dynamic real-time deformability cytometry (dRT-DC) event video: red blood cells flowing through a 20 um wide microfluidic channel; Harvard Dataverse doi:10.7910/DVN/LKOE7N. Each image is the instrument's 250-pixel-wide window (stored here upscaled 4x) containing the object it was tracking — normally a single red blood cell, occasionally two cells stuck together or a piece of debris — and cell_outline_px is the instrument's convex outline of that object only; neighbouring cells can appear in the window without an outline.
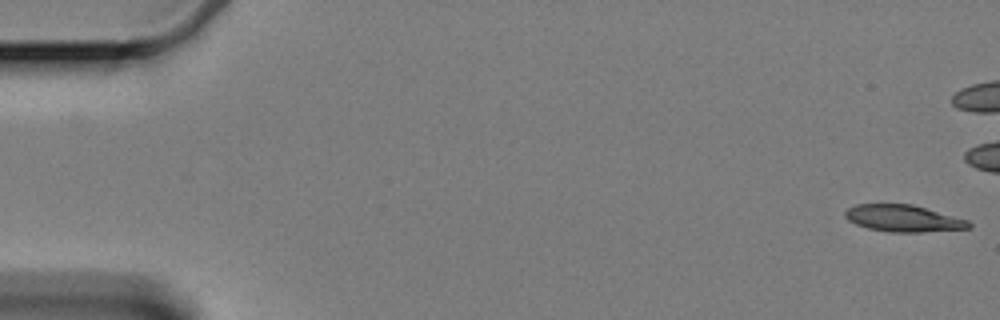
{"species": "Egyptian fruit bat (a non-hibernating species)", "species_latin": "Rousettus aegyptiacus", "temperature_condition": "cold", "stored_images_in_passage": 61, "camera_frame_rate_fps": 3000, "um_per_image_px": 0.085, "animal": {"sex": "female"}, "frame": {"image": 1, "passage_image": 1, "time_ms": 0.0, "image_size_px": [1000, 320], "cell_outline_px": [[972, 228], [920, 232], [892, 232], [868, 228], [856, 224], [848, 220], [844, 216], [844, 212], [848, 208], [856, 204], [912, 204], [968, 220], [972, 224]], "centroid_in_image_um": [76.78, 18.56], "position_along_channel_um": 8.2, "area_um2": 19.25}}
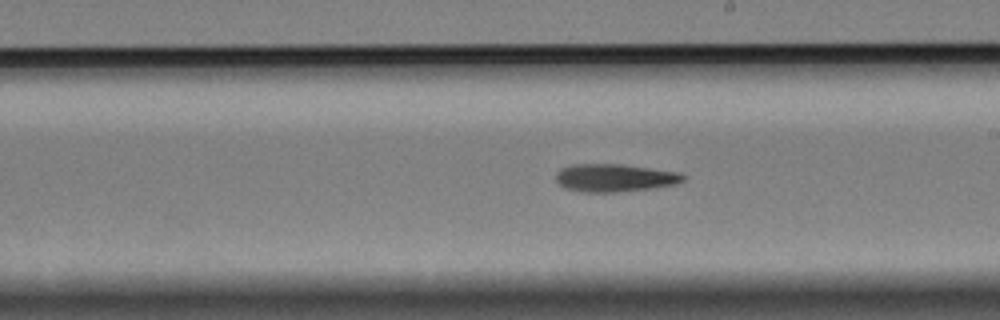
{"frame": {"image": 2, "passage_image": 34, "time_ms": 11.0, "image_size_px": [1000, 320], "cell_outline_px": [[684, 180], [676, 184], [656, 188], [620, 192], [580, 192], [564, 188], [556, 180], [556, 172], [560, 168], [572, 164], [620, 164], [680, 172], [684, 176]], "centroid_in_image_um": [52.23, 15.12], "position_along_channel_um": 236.8, "area_um2": 20.87}}
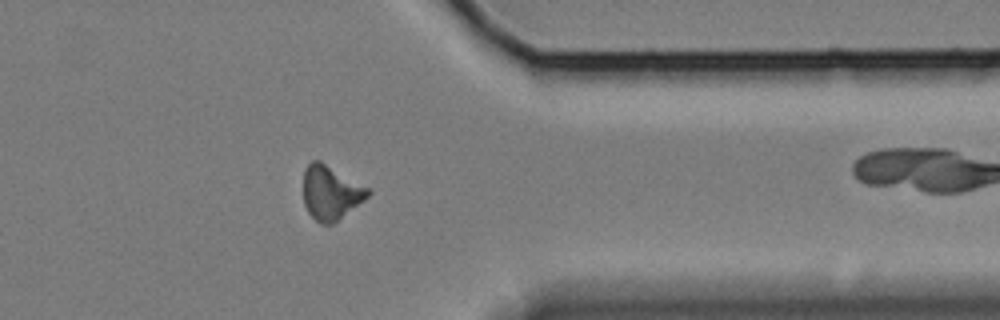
{"frame": {"image": 3, "passage_image": 48, "time_ms": 15.667, "image_size_px": [1000, 320], "cell_outline_px": [[372, 192], [364, 200], [332, 224], [320, 224], [308, 212], [304, 204], [304, 168], [312, 160], [320, 160], [368, 188]], "centroid_in_image_um": [28.09, 16.36], "position_along_channel_um": 383.3, "area_um2": 20.11}}